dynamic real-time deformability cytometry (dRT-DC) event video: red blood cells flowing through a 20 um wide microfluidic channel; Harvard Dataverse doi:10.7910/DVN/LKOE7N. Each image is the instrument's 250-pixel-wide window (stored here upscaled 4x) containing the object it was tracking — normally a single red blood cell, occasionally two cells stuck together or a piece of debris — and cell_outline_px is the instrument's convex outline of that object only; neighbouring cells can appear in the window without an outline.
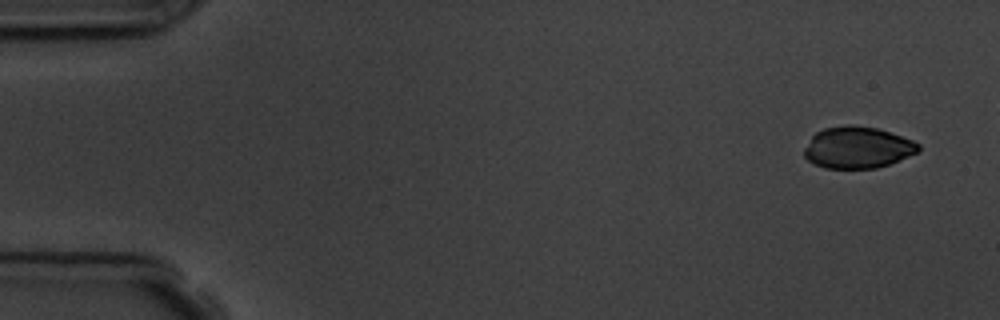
{"species": "common noctule bat (a hibernating species)", "species_latin": "Nyctalus noctula", "temperature_condition": "room temperature", "stored_images_in_passage": 5, "camera_frame_rate_fps": 3000, "um_per_image_px": 0.085, "animal": {"sex": "male", "body_mass_g": 19.5, "forearm_length_mm": 54.6}, "frame": {"image": 1, "passage_image": 1, "time_ms": 0.0, "image_size_px": [1000, 320], "cell_outline_px": [[920, 148], [916, 152], [888, 164], [876, 168], [824, 168], [808, 160], [804, 156], [804, 148], [812, 136], [816, 132], [824, 128], [844, 124], [852, 124], [876, 128], [912, 140], [920, 144]], "centroid_in_image_um": [72.84, 12.52], "position_along_channel_um": 12.2, "area_um2": 27.46}}